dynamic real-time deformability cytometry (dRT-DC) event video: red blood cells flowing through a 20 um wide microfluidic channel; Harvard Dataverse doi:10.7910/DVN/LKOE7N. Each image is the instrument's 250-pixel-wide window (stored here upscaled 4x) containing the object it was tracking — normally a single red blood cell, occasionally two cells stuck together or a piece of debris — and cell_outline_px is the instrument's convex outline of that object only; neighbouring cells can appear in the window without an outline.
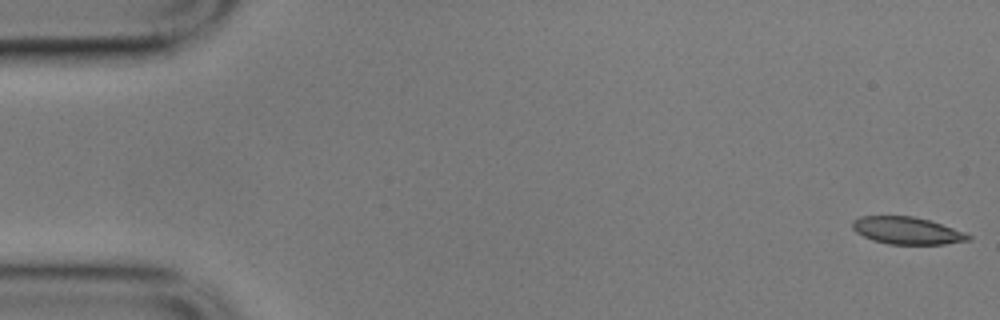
{"species": "common noctule bat (a hibernating species)", "species_latin": "Nyctalus noctula", "temperature_condition": "cold", "stored_images_in_passage": 57, "camera_frame_rate_fps": 3000, "um_per_image_px": 0.085, "animal": {"sex": "male", "body_mass_g": 17.9}, "frame": {"image": 1, "passage_image": 1, "time_ms": 0.0, "image_size_px": [1000, 320], "cell_outline_px": [[972, 240], [944, 244], [888, 244], [872, 240], [856, 232], [852, 228], [852, 220], [860, 216], [912, 216], [928, 220], [968, 232], [972, 236]], "centroid_in_image_um": [77.13, 19.6], "position_along_channel_um": 7.9, "area_um2": 18.55}}
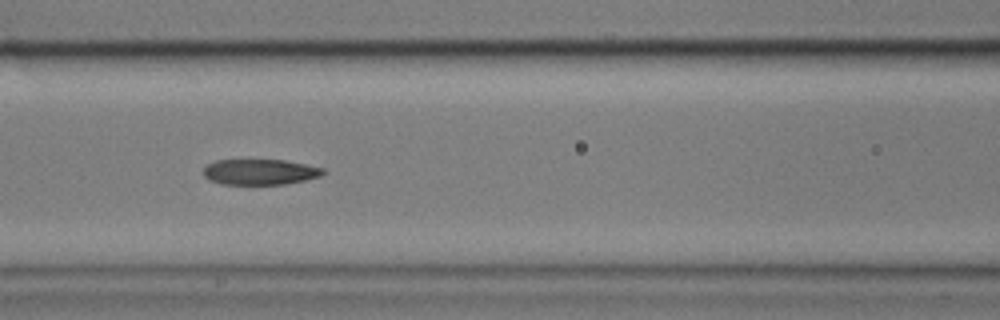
{"frame": {"image": 2, "passage_image": 24, "time_ms": 7.667, "image_size_px": [1000, 320], "cell_outline_px": [[324, 172], [320, 176], [304, 180], [284, 184], [220, 184], [208, 180], [204, 176], [204, 168], [208, 164], [216, 160], [284, 160], [324, 168]], "centroid_in_image_um": [22.06, 14.61], "position_along_channel_um": 144.5, "area_um2": 17.74}}
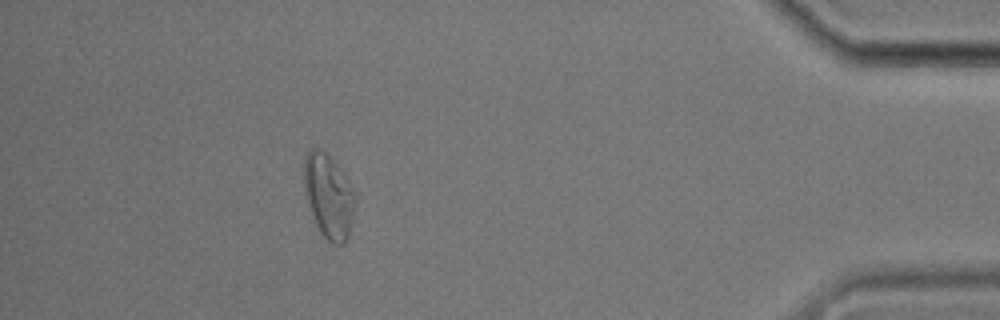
{"frame": {"image": 3, "passage_image": 51, "time_ms": 16.667, "image_size_px": [1000, 320], "cell_outline_px": [[356, 208], [348, 236], [344, 244], [332, 244], [320, 232], [312, 216], [304, 196], [304, 156], [312, 148], [320, 148], [340, 168], [356, 192]], "centroid_in_image_um": [27.94, 16.68], "position_along_channel_um": 407.3, "area_um2": 25.43}, "authors_computed_cell_mechanics": {"area_um2": 19.2474, "velocity_mm_per_s": 3.5021, "shape_relaxation_time_tau1_ms": 10.7672, "shape_relaxation_time_tau2_ms": 3.5892, "deformation_change_tau1": 0.2415, "deformation_change_tau2": 0.1}}